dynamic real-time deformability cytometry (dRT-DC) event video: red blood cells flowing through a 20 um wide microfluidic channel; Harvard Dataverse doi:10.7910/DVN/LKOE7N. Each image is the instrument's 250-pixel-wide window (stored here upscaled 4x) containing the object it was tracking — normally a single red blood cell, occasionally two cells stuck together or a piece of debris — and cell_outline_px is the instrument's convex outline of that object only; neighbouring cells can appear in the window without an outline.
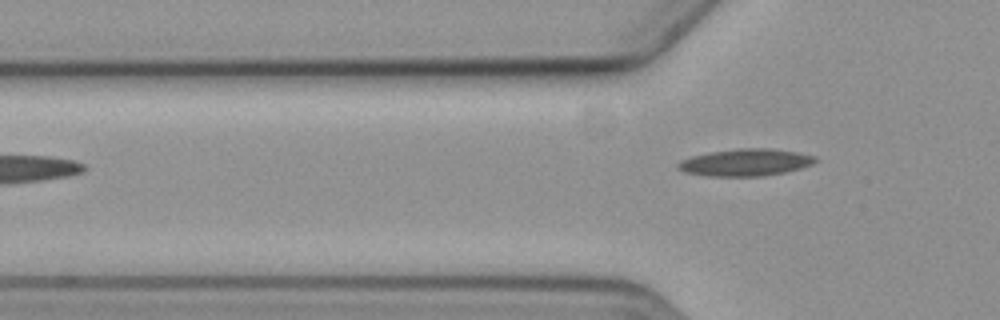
{"species": "common noctule bat (a hibernating species)", "species_latin": "Nyctalus noctula", "temperature_condition": "cold", "stored_images_in_passage": 4, "camera_frame_rate_fps": 3000, "um_per_image_px": 0.085, "animal": {"sex": "female", "body_mass_g": 19.3, "forearm_length_mm": 54.1}, "frame": {"image": 1, "passage_image": 4, "time_ms": 3.667, "image_size_px": [1000, 320], "cell_outline_px": [[816, 160], [812, 164], [800, 168], [784, 172], [764, 176], [708, 176], [684, 172], [676, 168], [676, 164], [680, 160], [692, 156], [708, 152], [736, 148], [768, 148], [796, 152], [816, 156]], "centroid_in_image_um": [63.31, 13.8], "position_along_channel_um": 62.5, "area_um2": 21.73}}